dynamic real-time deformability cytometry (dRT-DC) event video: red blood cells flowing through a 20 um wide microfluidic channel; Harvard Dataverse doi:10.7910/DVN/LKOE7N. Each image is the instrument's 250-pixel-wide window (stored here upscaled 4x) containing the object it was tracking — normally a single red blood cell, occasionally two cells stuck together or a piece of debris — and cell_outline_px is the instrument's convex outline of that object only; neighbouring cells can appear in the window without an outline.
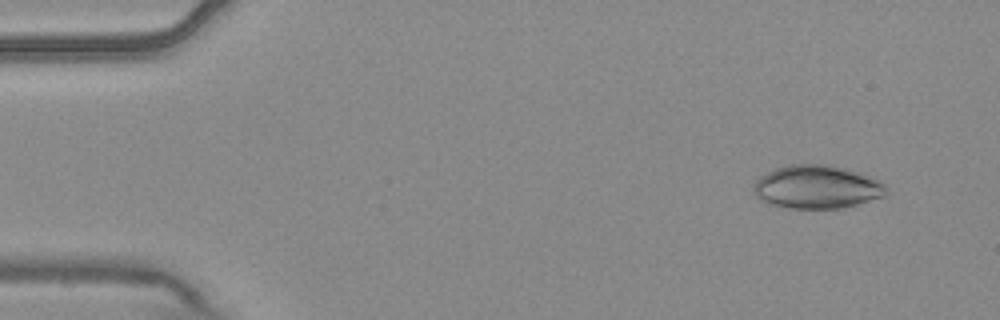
{"species": "common noctule bat (a hibernating species)", "species_latin": "Nyctalus noctula", "temperature_condition": "warm", "stored_images_in_passage": 5, "camera_frame_rate_fps": 3000, "um_per_image_px": 0.085, "animal": {"sex": "male", "body_mass_g": 20.4}, "frame": {"image": 1, "passage_image": 2, "time_ms": 0.333, "image_size_px": [1000, 320], "cell_outline_px": [[884, 196], [856, 204], [840, 208], [792, 208], [772, 204], [760, 200], [752, 192], [752, 188], [756, 180], [760, 176], [776, 168], [788, 164], [828, 164], [844, 168], [880, 180], [884, 184]], "centroid_in_image_um": [69.38, 15.88], "position_along_channel_um": 15.6, "area_um2": 33.18}}